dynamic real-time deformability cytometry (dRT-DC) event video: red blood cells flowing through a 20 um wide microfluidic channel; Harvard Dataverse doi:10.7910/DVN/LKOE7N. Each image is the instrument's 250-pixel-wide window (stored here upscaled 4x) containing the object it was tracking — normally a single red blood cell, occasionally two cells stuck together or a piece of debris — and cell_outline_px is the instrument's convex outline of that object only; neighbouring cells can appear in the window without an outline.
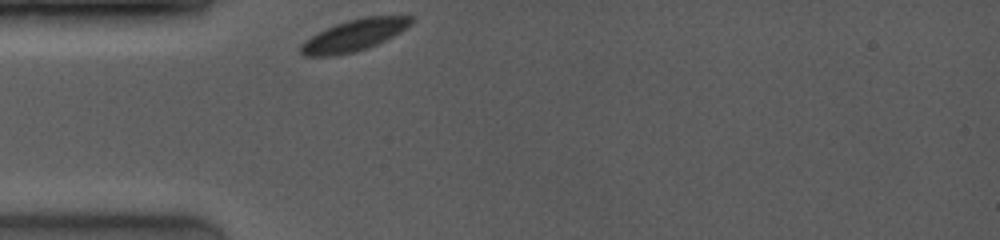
{"species": "common noctule bat (a hibernating species)", "species_latin": "Nyctalus noctula", "temperature_condition": "room temperature", "stored_images_in_passage": 35, "camera_frame_rate_fps": 4000, "um_per_image_px": 0.085, "animal": {"sex": "female", "body_mass_g": 19.0, "forearm_length_mm": 53.3}, "frame": {"image": 1, "passage_image": 1, "time_ms": 0.0, "image_size_px": [1000, 240], "cell_outline_px": [[412, 20], [404, 28], [392, 36], [376, 44], [352, 52], [328, 56], [304, 56], [300, 52], [300, 48], [304, 40], [336, 24], [348, 20], [364, 16], [412, 16]], "centroid_in_image_um": [30.05, 2.99], "position_along_channel_um": 55.0, "area_um2": 19.54}}
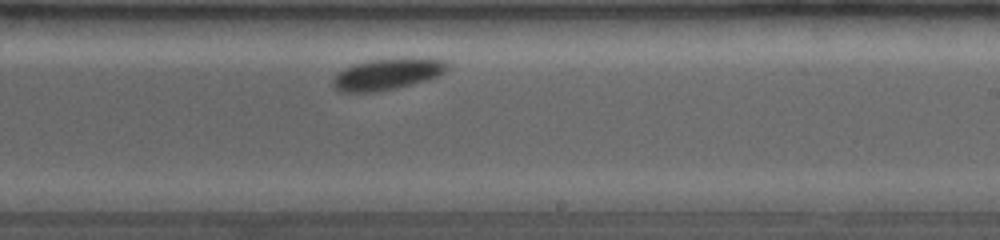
{"frame": {"image": 2, "passage_image": 23, "time_ms": 5.5, "image_size_px": [1000, 240], "cell_outline_px": [[448, 64], [436, 76], [396, 88], [376, 92], [340, 92], [336, 88], [336, 76], [340, 72], [356, 64], [368, 60], [404, 56], [412, 56], [444, 60]], "centroid_in_image_um": [32.95, 6.26], "position_along_channel_um": 256.1, "area_um2": 20.4}}
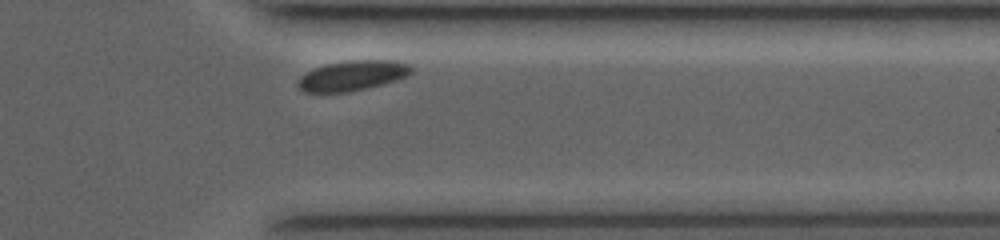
{"frame": {"image": 3, "passage_image": 33, "time_ms": 8.75, "image_size_px": [1000, 240], "cell_outline_px": [[412, 72], [396, 80], [348, 92], [304, 92], [300, 88], [300, 76], [316, 68], [328, 64], [352, 60], [392, 60], [408, 64], [412, 68]], "centroid_in_image_um": [29.98, 6.42], "position_along_channel_um": 381.4, "area_um2": 19.25}}